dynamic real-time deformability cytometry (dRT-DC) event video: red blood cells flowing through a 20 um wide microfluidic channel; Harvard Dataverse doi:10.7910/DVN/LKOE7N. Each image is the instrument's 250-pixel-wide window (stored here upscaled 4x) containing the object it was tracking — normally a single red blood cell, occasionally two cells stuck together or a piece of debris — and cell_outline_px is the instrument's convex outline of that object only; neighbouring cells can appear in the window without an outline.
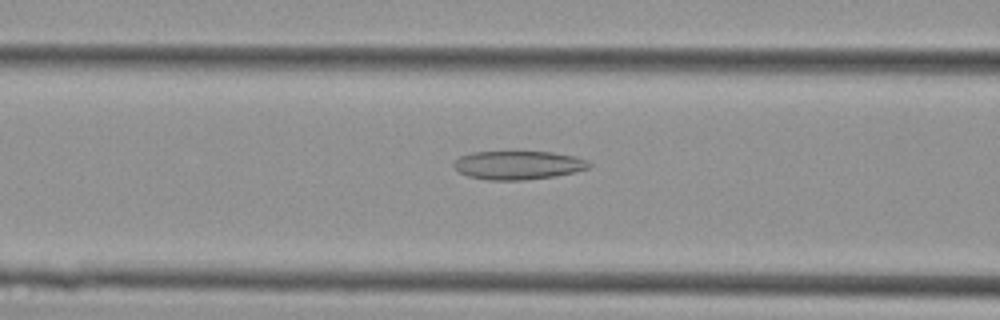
{"species": "Egyptian fruit bat (a non-hibernating species)", "species_latin": "Rousettus aegyptiacus", "temperature_condition": "cold", "stored_images_in_passage": 25, "camera_frame_rate_fps": 3000, "um_per_image_px": 0.085, "animal": {"sex": "female"}, "frame": {"image": 1, "passage_image": 6, "time_ms": 1.667, "image_size_px": [1000, 320], "cell_outline_px": [[592, 164], [588, 168], [576, 172], [556, 176], [524, 180], [488, 180], [468, 176], [460, 172], [452, 164], [460, 156], [472, 152], [552, 152], [576, 156], [588, 160]], "centroid_in_image_um": [44.08, 14.04], "position_along_channel_um": 122.5, "area_um2": 22.6}}
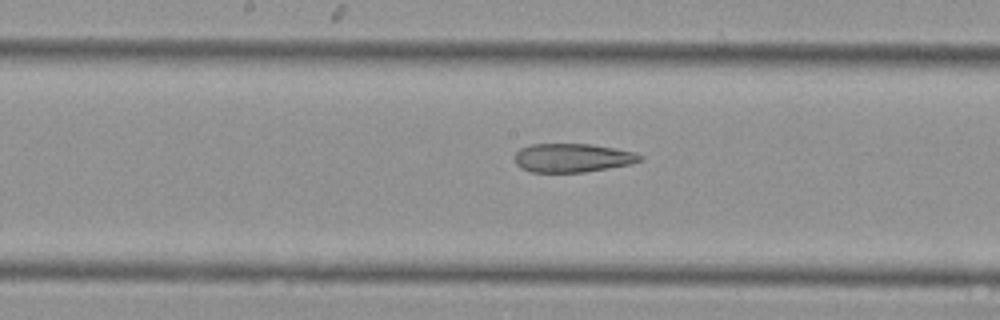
{"frame": {"image": 2, "passage_image": 11, "time_ms": 3.333, "image_size_px": [1000, 320], "cell_outline_px": [[644, 160], [632, 164], [584, 172], [532, 172], [520, 168], [516, 164], [516, 152], [520, 148], [532, 144], [592, 144], [636, 152], [644, 156]], "centroid_in_image_um": [48.71, 13.41], "position_along_channel_um": 199.5, "area_um2": 21.1}}
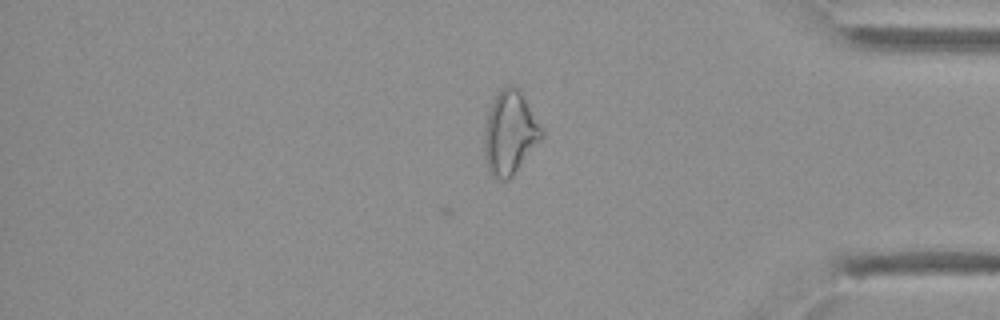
{"frame": {"image": 3, "passage_image": 25, "time_ms": 8.0, "image_size_px": [1000, 320], "cell_outline_px": [[544, 136], [512, 176], [508, 180], [500, 180], [492, 176], [488, 172], [484, 152], [484, 128], [488, 112], [492, 100], [496, 92], [504, 84], [512, 84], [524, 96], [544, 128]], "centroid_in_image_um": [43.34, 11.26], "position_along_channel_um": 391.9, "area_um2": 28.38}}